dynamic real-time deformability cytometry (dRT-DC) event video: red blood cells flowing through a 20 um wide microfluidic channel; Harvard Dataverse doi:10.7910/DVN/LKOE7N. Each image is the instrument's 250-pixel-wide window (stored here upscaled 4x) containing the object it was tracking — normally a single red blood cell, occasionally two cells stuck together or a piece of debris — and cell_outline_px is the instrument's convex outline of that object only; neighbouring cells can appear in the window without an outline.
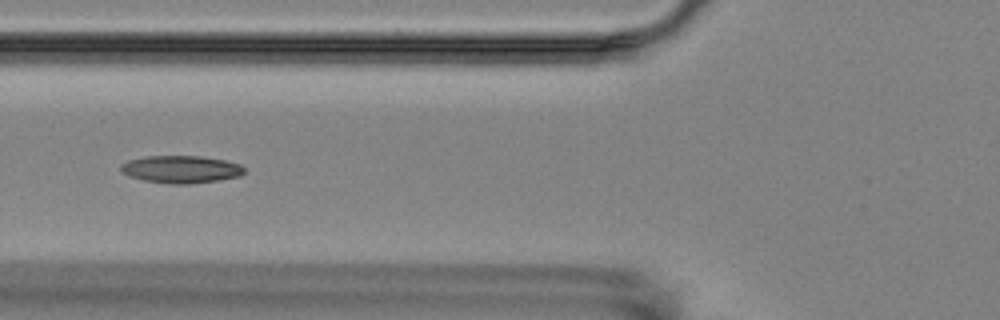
{"species": "Egyptian fruit bat (a non-hibernating species)", "species_latin": "Rousettus aegyptiacus", "temperature_condition": "room temperature", "stored_images_in_passage": 6, "camera_frame_rate_fps": 3000, "um_per_image_px": 0.085, "animal": {"sex": "female"}, "frame": {"image": 1, "passage_image": 2, "time_ms": 1.333, "image_size_px": [1000, 320], "cell_outline_px": [[244, 172], [240, 176], [220, 180], [192, 184], [168, 184], [144, 180], [128, 176], [120, 168], [120, 164], [128, 160], [148, 156], [200, 156], [224, 160], [240, 164], [244, 168]], "centroid_in_image_um": [15.39, 14.4], "position_along_channel_um": 110.4, "area_um2": 19.83}}
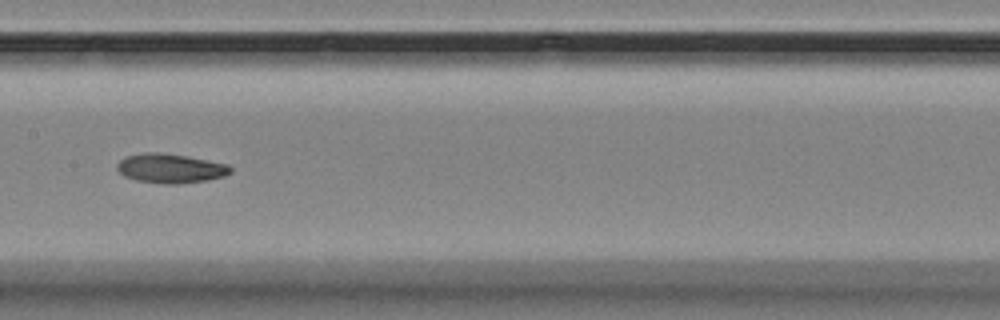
{"frame": {"image": 2, "passage_image": 4, "time_ms": 3.667, "image_size_px": [1000, 320], "cell_outline_px": [[232, 172], [224, 176], [208, 180], [180, 184], [164, 184], [136, 180], [124, 176], [116, 168], [116, 164], [124, 156], [144, 152], [156, 152], [184, 156], [228, 164], [232, 168]], "centroid_in_image_um": [14.46, 14.32], "position_along_channel_um": 192.9, "area_um2": 19.42}}
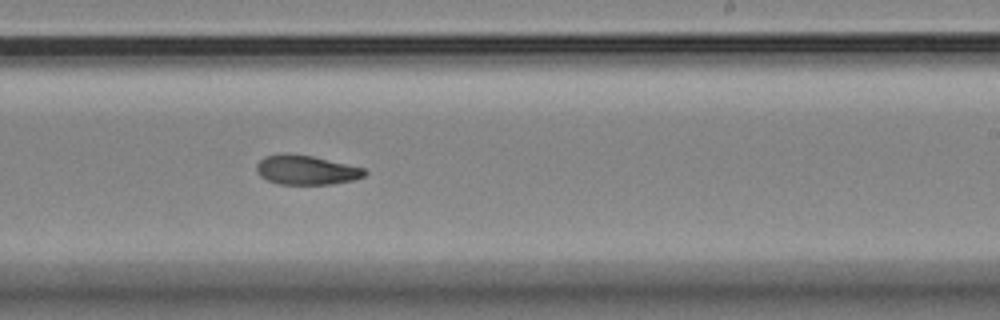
{"frame": {"image": 3, "passage_image": 6, "time_ms": 5.667, "image_size_px": [1000, 320], "cell_outline_px": [[368, 172], [364, 176], [352, 180], [332, 184], [280, 184], [268, 180], [260, 176], [256, 172], [256, 164], [264, 156], [284, 152], [312, 156], [364, 168]], "centroid_in_image_um": [25.99, 14.44], "position_along_channel_um": 263.0, "area_um2": 18.55}}